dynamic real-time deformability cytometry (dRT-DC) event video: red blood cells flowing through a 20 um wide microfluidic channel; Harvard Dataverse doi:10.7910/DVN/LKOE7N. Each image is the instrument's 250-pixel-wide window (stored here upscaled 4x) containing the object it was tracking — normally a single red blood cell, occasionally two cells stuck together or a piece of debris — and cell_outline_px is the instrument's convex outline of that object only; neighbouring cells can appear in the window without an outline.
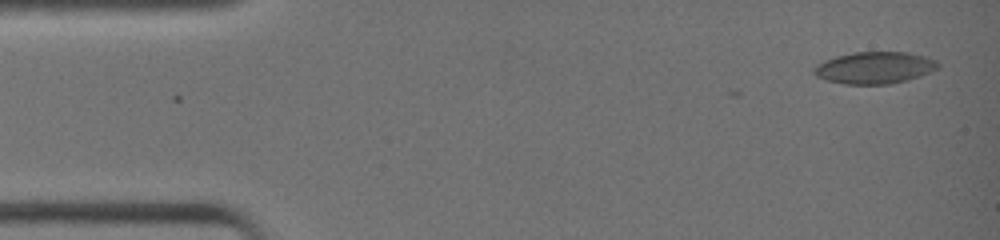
{"species": "common noctule bat (a hibernating species)", "species_latin": "Nyctalus noctula", "temperature_condition": "warm", "stored_images_in_passage": 2, "camera_frame_rate_fps": 3000, "um_per_image_px": 0.085, "animal": {"sex": "female", "body_mass_g": 19.0, "forearm_length_mm": 51.5}, "frame": {"image": 1, "passage_image": 2, "time_ms": 0.333, "image_size_px": [1000, 240], "cell_outline_px": [[940, 68], [920, 76], [888, 84], [844, 84], [828, 80], [816, 76], [812, 72], [812, 68], [816, 64], [824, 60], [836, 56], [852, 52], [908, 52], [924, 56], [936, 60], [940, 64]], "centroid_in_image_um": [74.33, 5.75], "position_along_channel_um": 10.7, "area_um2": 23.12}}